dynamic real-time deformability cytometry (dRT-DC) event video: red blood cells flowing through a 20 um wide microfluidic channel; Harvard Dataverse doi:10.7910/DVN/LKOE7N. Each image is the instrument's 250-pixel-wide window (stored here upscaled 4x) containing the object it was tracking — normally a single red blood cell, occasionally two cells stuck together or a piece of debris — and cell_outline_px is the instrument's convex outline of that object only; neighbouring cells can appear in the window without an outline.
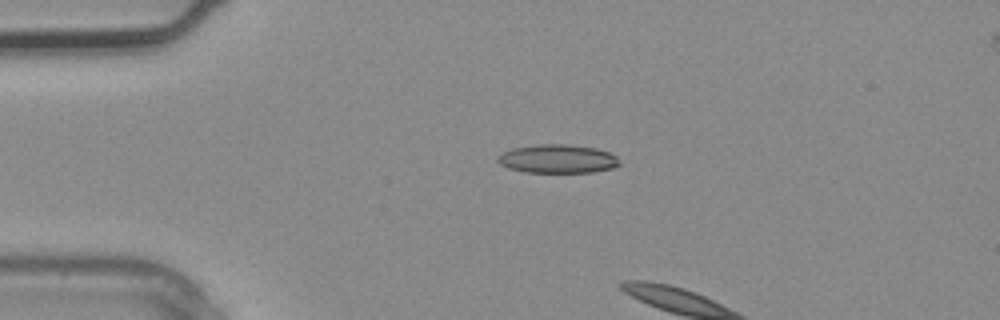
{"species": "common noctule bat (a hibernating species)", "species_latin": "Nyctalus noctula", "temperature_condition": "warm", "stored_images_in_passage": 6, "camera_frame_rate_fps": 3000, "um_per_image_px": 0.085, "animal": {"sex": "male", "body_mass_g": 20.4}, "frame": {"image": 1, "passage_image": 3, "time_ms": 0.667, "image_size_px": [1000, 320], "cell_outline_px": [[620, 164], [612, 168], [592, 172], [524, 172], [508, 168], [500, 164], [496, 160], [496, 156], [512, 148], [536, 144], [568, 144], [596, 148], [608, 152], [616, 156]], "centroid_in_image_um": [47.36, 13.49], "position_along_channel_um": 37.6, "area_um2": 20.35}}